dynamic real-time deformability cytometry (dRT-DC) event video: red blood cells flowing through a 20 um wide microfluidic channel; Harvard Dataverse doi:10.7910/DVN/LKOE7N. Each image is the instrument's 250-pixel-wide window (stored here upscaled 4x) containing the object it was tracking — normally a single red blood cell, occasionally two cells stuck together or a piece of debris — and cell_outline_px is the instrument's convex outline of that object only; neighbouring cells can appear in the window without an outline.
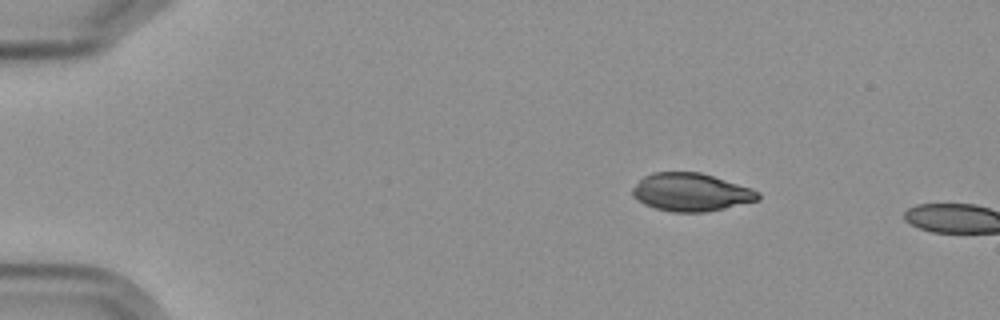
{"species": "Egyptian fruit bat (a non-hibernating species)", "species_latin": "Rousettus aegyptiacus", "temperature_condition": "cold", "stored_images_in_passage": 2, "camera_frame_rate_fps": 3000, "um_per_image_px": 0.085, "frame": {"image": 1, "passage_image": 1, "time_ms": 0.0, "image_size_px": [1000, 320], "cell_outline_px": [[760, 200], [724, 208], [704, 212], [672, 212], [656, 208], [644, 204], [636, 200], [632, 196], [632, 188], [644, 176], [652, 172], [700, 172], [752, 188], [760, 192]], "centroid_in_image_um": [58.73, 16.34], "position_along_channel_um": 26.3, "area_um2": 27.86}}